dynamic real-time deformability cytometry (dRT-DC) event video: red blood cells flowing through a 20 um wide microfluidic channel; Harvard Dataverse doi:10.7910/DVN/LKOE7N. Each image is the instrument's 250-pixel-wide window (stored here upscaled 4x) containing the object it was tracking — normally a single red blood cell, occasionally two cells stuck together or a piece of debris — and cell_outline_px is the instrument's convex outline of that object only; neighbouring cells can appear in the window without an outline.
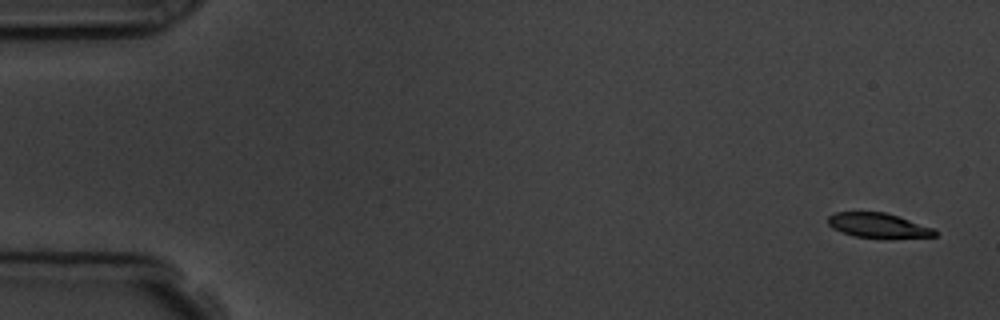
{"species": "common noctule bat (a hibernating species)", "species_latin": "Nyctalus noctula", "temperature_condition": "room temperature", "stored_images_in_passage": 3, "camera_frame_rate_fps": 3000, "um_per_image_px": 0.085, "animal": {"sex": "male", "body_mass_g": 19.5, "forearm_length_mm": 54.6}, "frame": {"image": 1, "passage_image": 1, "time_ms": 0.0, "image_size_px": [1000, 320], "cell_outline_px": [[936, 236], [888, 240], [852, 236], [832, 228], [828, 224], [828, 216], [836, 212], [884, 212], [936, 228]], "centroid_in_image_um": [74.69, 19.2], "position_along_channel_um": 10.3, "area_um2": 15.95}}